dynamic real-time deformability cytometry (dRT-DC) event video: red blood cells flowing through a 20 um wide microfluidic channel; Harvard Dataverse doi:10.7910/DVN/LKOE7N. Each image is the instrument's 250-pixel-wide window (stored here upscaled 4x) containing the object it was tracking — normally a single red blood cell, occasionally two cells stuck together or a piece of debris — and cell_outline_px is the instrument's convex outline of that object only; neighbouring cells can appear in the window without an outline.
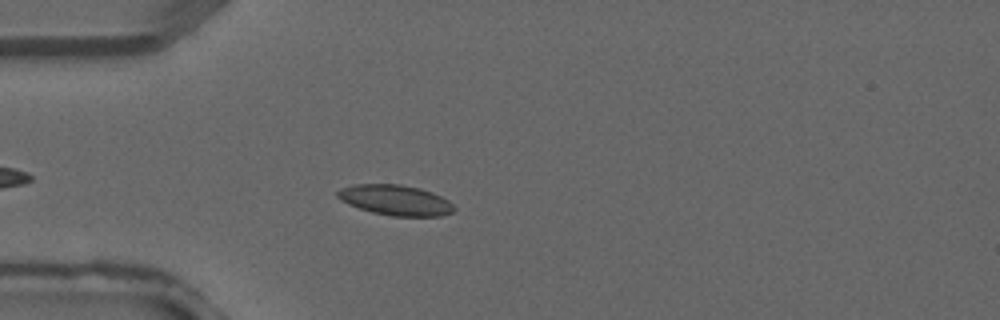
{"species": "common noctule bat (a hibernating species)", "species_latin": "Nyctalus noctula", "temperature_condition": "warm", "stored_images_in_passage": 3, "camera_frame_rate_fps": 3000, "um_per_image_px": 0.085, "animal": {"sex": "male", "forearm_length_mm": 52.5}, "frame": {"image": 1, "passage_image": 3, "time_ms": 0.667, "image_size_px": [1000, 320], "cell_outline_px": [[456, 208], [452, 212], [440, 216], [392, 216], [372, 212], [348, 204], [340, 200], [336, 196], [336, 192], [340, 188], [356, 184], [400, 184], [420, 188], [432, 192], [448, 200]], "centroid_in_image_um": [33.6, 17.0], "position_along_channel_um": 51.4, "area_um2": 20.63}}